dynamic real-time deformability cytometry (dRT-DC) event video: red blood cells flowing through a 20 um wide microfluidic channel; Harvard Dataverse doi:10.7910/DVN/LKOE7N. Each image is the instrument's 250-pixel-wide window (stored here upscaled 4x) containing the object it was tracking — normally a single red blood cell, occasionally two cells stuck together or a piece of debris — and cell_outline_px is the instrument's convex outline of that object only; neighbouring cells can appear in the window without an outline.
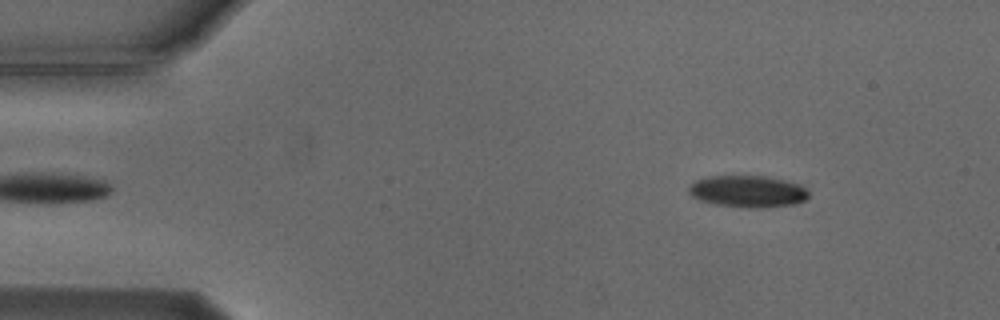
{"species": "Egyptian fruit bat (a non-hibernating species)", "species_latin": "Rousettus aegyptiacus", "temperature_condition": "cold", "stored_images_in_passage": 51, "camera_frame_rate_fps": 3000, "um_per_image_px": 0.085, "animal": {"sex": "male"}, "frame": {"image": 1, "passage_image": 3, "time_ms": 0.667, "image_size_px": [1000, 320], "cell_outline_px": [[808, 196], [804, 200], [796, 204], [764, 208], [748, 208], [716, 204], [700, 200], [692, 196], [688, 192], [688, 188], [696, 180], [712, 176], [764, 176], [784, 180], [796, 184], [804, 188], [808, 192]], "centroid_in_image_um": [63.55, 16.28], "position_along_channel_um": 21.4, "area_um2": 22.02}}
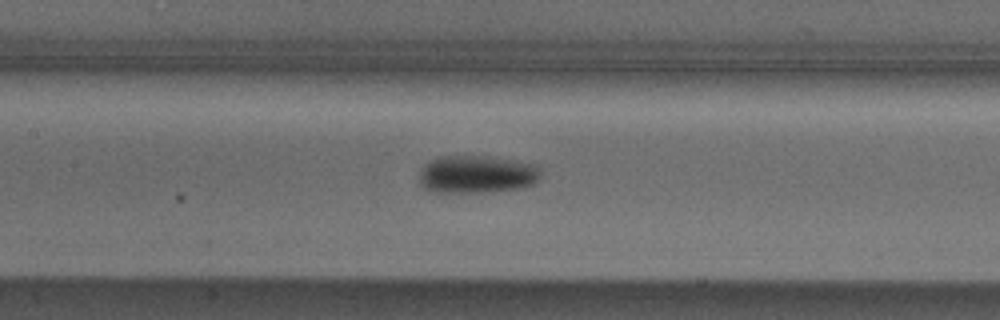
{"frame": {"image": 2, "passage_image": 21, "time_ms": 6.667, "image_size_px": [1000, 320], "cell_outline_px": [[540, 176], [532, 184], [516, 188], [476, 192], [432, 192], [424, 188], [420, 184], [420, 176], [424, 164], [440, 156], [488, 156], [536, 164], [540, 172]], "centroid_in_image_um": [40.49, 14.8], "position_along_channel_um": 166.9, "area_um2": 26.36}}
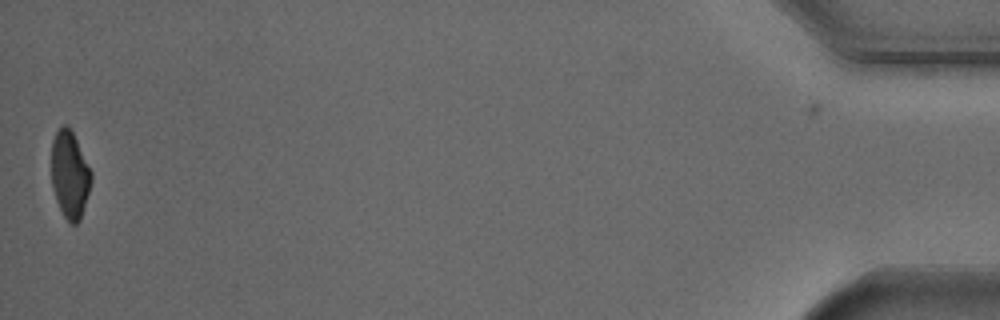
{"frame": {"image": 3, "passage_image": 50, "time_ms": 16.333, "image_size_px": [1000, 320], "cell_outline_px": [[92, 180], [80, 220], [76, 224], [72, 224], [64, 216], [56, 200], [52, 188], [52, 140], [56, 132], [64, 124], [68, 124], [92, 172]], "centroid_in_image_um": [5.93, 14.84], "position_along_channel_um": 429.3, "area_um2": 20.0}, "authors_computed_cell_mechanics": {"area_um2": 23.12, "velocity_mm_per_s": 3.7592, "shape_relaxation_time_tau1_ms": 4.4988, "shape_relaxation_time_tau2_ms": 6.6624, "deformation_change_tau1": 0.1459, "deformation_change_tau2": 0.1033}}